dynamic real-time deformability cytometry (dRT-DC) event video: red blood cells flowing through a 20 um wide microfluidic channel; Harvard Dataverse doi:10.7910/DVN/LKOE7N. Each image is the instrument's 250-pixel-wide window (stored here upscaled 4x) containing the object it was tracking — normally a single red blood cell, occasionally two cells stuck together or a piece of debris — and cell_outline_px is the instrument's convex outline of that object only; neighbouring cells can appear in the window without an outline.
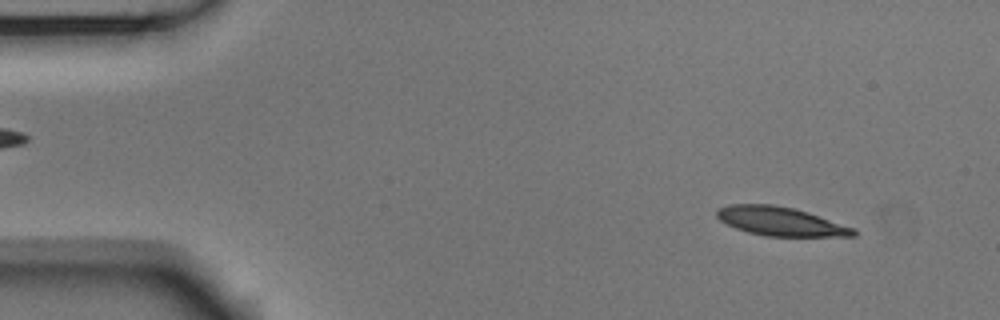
{"species": "Egyptian fruit bat (a non-hibernating species)", "species_latin": "Rousettus aegyptiacus", "temperature_condition": "room temperature", "stored_images_in_passage": 54, "camera_frame_rate_fps": 3000, "um_per_image_px": 0.085, "animal": {"sex": "male"}, "frame": {"image": 1, "passage_image": 5, "time_ms": 1.333, "image_size_px": [1000, 320], "cell_outline_px": [[856, 236], [764, 236], [748, 232], [736, 228], [720, 220], [716, 216], [716, 208], [728, 204], [772, 204], [792, 208], [808, 212], [856, 228]], "centroid_in_image_um": [66.34, 18.81], "position_along_channel_um": 18.7, "area_um2": 23.0}}
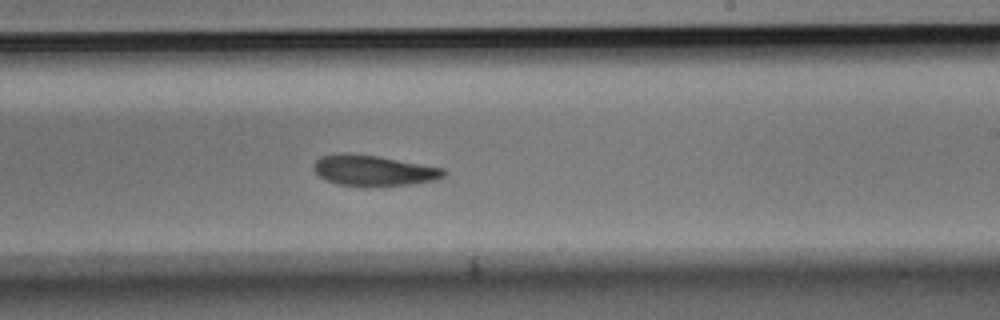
{"frame": {"image": 2, "passage_image": 32, "time_ms": 10.333, "image_size_px": [1000, 320], "cell_outline_px": [[448, 172], [444, 176], [436, 180], [412, 184], [364, 188], [340, 184], [328, 180], [320, 176], [312, 168], [312, 164], [320, 156], [340, 152], [348, 152], [380, 156], [444, 168]], "centroid_in_image_um": [31.75, 14.49], "position_along_channel_um": 257.2, "area_um2": 23.93}}
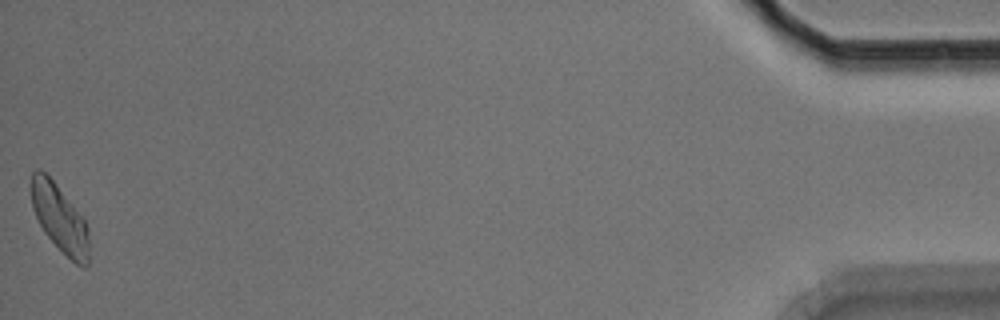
{"frame": {"image": 3, "passage_image": 54, "time_ms": 17.667, "image_size_px": [1000, 320], "cell_outline_px": [[88, 264], [84, 268], [76, 264], [44, 232], [32, 208], [32, 172], [36, 168], [40, 168], [56, 184], [84, 216], [88, 228]], "centroid_in_image_um": [5.1, 18.54], "position_along_channel_um": 430.1, "area_um2": 22.48}, "authors_computed_cell_mechanics": {"area_um2": 23.5246, "velocity_mm_per_s": 3.666, "shape_relaxation_time_tau1_ms": 3.5304, "shape_relaxation_time_tau2_ms": 4.6336, "deformation_change_tau1": 0.1483, "deformation_change_tau2": 0.1137}}